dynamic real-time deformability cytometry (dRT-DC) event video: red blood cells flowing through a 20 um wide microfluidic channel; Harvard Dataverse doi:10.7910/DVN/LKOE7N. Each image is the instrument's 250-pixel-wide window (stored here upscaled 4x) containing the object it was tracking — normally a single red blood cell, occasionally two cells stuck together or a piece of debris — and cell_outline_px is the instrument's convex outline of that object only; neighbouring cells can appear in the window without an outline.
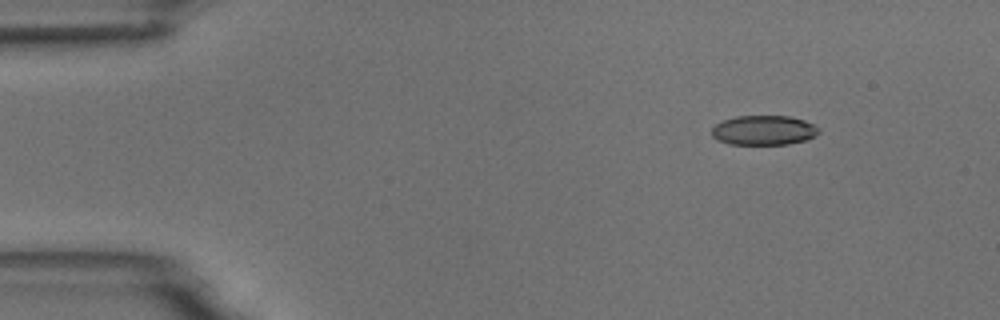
{"species": "common noctule bat (a hibernating species)", "species_latin": "Nyctalus noctula", "temperature_condition": "room temperature", "stored_images_in_passage": 7, "camera_frame_rate_fps": 3000, "um_per_image_px": 0.085, "animal": {"sex": "male", "body_mass_g": 18.8}, "frame": {"image": 1, "passage_image": 2, "time_ms": 1.333, "image_size_px": [1000, 320], "cell_outline_px": [[820, 132], [816, 136], [808, 140], [788, 144], [728, 144], [716, 140], [712, 136], [712, 128], [716, 124], [724, 120], [736, 116], [788, 116], [804, 120], [820, 128]], "centroid_in_image_um": [64.94, 11.08], "position_along_channel_um": 20.1, "area_um2": 18.61}}
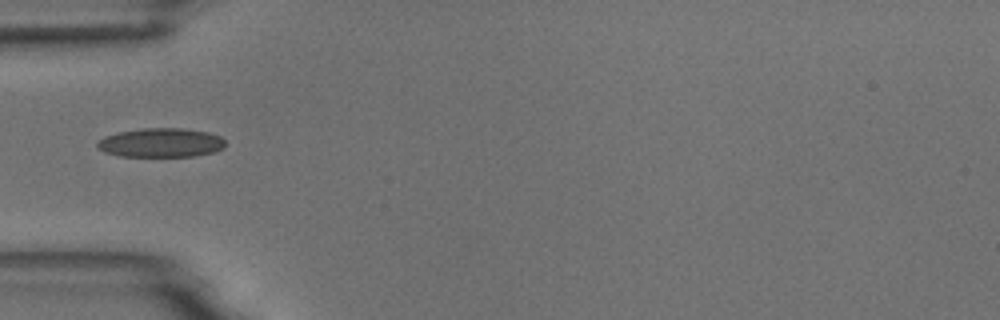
{"frame": {"image": 2, "passage_image": 5, "time_ms": 5.0, "image_size_px": [1000, 320], "cell_outline_px": [[224, 148], [212, 152], [196, 156], [120, 156], [104, 152], [96, 148], [96, 144], [104, 136], [120, 132], [144, 128], [180, 128], [208, 132], [220, 136], [224, 140]], "centroid_in_image_um": [13.66, 12.13], "position_along_channel_um": 71.3, "area_um2": 21.62}}